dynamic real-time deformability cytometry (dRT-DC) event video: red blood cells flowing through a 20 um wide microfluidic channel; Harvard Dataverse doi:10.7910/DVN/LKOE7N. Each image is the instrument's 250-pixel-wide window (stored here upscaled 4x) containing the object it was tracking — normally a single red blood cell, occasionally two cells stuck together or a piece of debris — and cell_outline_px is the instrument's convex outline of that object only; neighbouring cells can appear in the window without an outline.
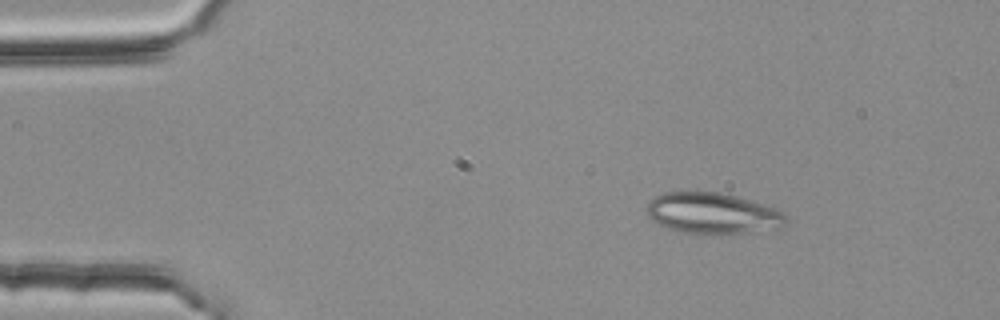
{"species": "common noctule bat (a hibernating species)", "species_latin": "Nyctalus noctula", "temperature_condition": "room temperature", "stored_images_in_passage": 53, "camera_frame_rate_fps": 3000, "um_per_image_px": 0.085, "animal": {"sex": "female", "body_mass_g": 25.1}, "frame": {"image": 1, "passage_image": 8, "time_ms": 2.333, "image_size_px": [1000, 320], "cell_outline_px": [[788, 220], [784, 228], [752, 232], [684, 232], [668, 228], [652, 220], [648, 216], [648, 204], [660, 192], [720, 192], [736, 196], [764, 204], [776, 208], [788, 216]], "centroid_in_image_um": [60.65, 18.11], "position_along_channel_um": 24.4, "area_um2": 32.89}}
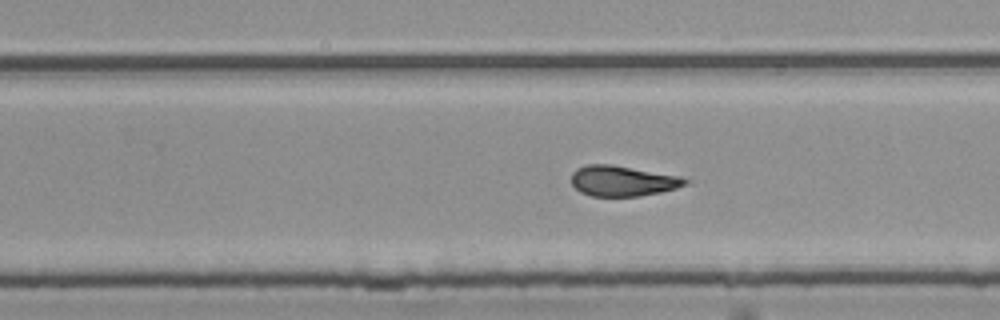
{"frame": {"image": 2, "passage_image": 34, "time_ms": 11.0, "image_size_px": [1000, 320], "cell_outline_px": [[688, 180], [684, 184], [676, 188], [660, 192], [640, 196], [592, 196], [580, 192], [572, 184], [572, 172], [576, 168], [588, 164], [608, 164], [680, 176]], "centroid_in_image_um": [52.87, 15.38], "position_along_channel_um": 276.9, "area_um2": 19.94}}
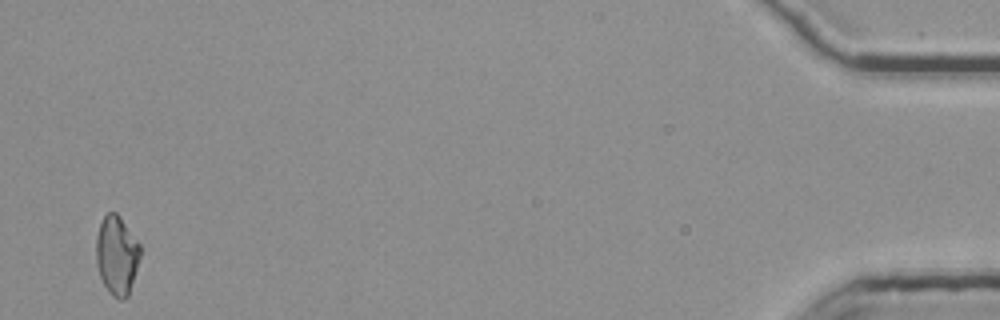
{"frame": {"image": 3, "passage_image": 53, "time_ms": 17.333, "image_size_px": [1000, 320], "cell_outline_px": [[140, 256], [128, 296], [124, 300], [120, 300], [112, 296], [108, 292], [100, 276], [96, 264], [96, 236], [100, 224], [104, 216], [108, 212], [116, 212], [140, 244]], "centroid_in_image_um": [9.91, 21.71], "position_along_channel_um": 425.3, "area_um2": 20.17}, "authors_computed_cell_mechanics": {"area_um2": 20.4612, "velocity_mm_per_s": 3.7792, "shape_relaxation_time_tau1_ms": null, "shape_relaxation_time_tau2_ms": 4.931, "deformation_change_tau1": null, "deformation_change_tau2": 0.1237}}